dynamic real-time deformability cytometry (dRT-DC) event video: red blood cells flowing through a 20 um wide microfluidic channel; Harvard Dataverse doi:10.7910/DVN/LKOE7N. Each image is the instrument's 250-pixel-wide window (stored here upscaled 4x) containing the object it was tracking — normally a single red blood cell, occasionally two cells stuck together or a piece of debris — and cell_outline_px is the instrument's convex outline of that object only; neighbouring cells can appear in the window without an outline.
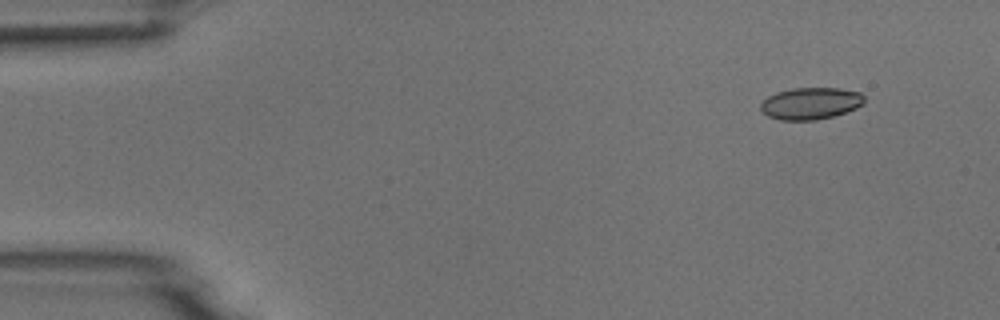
{"species": "common noctule bat (a hibernating species)", "species_latin": "Nyctalus noctula", "temperature_condition": "room temperature", "stored_images_in_passage": 3, "camera_frame_rate_fps": 3000, "um_per_image_px": 0.085, "animal": {"sex": "male", "body_mass_g": 18.8}, "frame": {"image": 1, "passage_image": 3, "time_ms": 2.333, "image_size_px": [1000, 320], "cell_outline_px": [[864, 104], [856, 108], [832, 116], [816, 120], [780, 120], [768, 116], [760, 108], [760, 104], [768, 96], [776, 92], [792, 88], [840, 88], [860, 92], [864, 96]], "centroid_in_image_um": [68.9, 8.78], "position_along_channel_um": 16.1, "area_um2": 19.25}}